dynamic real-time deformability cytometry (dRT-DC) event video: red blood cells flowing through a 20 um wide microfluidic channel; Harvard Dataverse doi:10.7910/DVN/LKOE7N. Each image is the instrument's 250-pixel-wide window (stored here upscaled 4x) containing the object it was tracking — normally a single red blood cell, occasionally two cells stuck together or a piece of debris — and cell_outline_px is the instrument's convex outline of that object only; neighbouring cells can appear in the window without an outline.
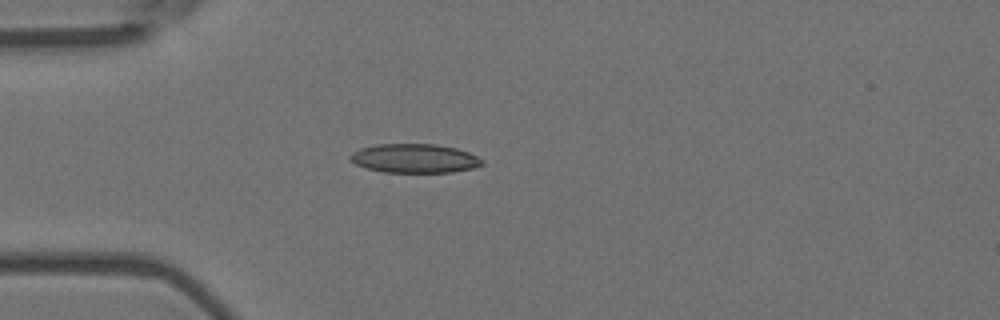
{"species": "Egyptian fruit bat (a non-hibernating species)", "species_latin": "Rousettus aegyptiacus", "temperature_condition": "room temperature", "stored_images_in_passage": 1, "camera_frame_rate_fps": 3000, "um_per_image_px": 0.085, "animal": {"sex": "female"}, "frame": {"image": 1, "passage_image": 1, "time_ms": 0.0, "image_size_px": [1000, 320], "cell_outline_px": [[484, 164], [472, 168], [452, 172], [384, 172], [368, 168], [356, 164], [348, 156], [352, 152], [360, 148], [376, 144], [436, 144], [456, 148], [468, 152], [484, 160]], "centroid_in_image_um": [35.24, 13.45], "position_along_channel_um": 49.8, "area_um2": 22.2}}